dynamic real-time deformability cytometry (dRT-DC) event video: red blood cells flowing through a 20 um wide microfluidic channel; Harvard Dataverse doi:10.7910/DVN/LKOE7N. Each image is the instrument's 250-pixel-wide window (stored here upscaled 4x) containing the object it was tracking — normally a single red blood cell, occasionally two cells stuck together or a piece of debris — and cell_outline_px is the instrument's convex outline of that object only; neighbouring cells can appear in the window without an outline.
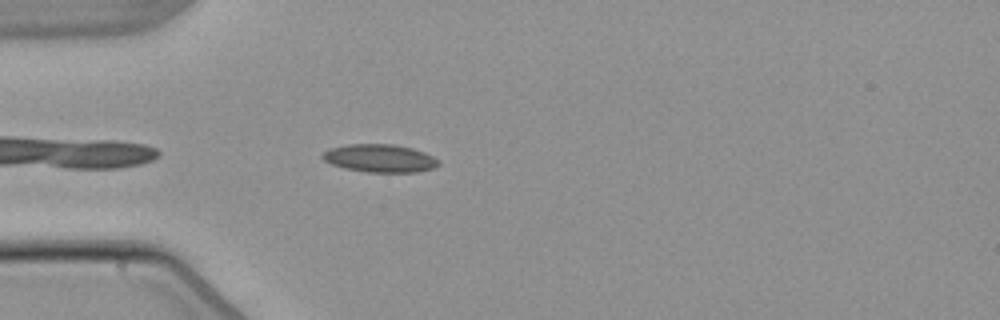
{"species": "common noctule bat (a hibernating species)", "species_latin": "Nyctalus noctula", "temperature_condition": "warm", "stored_images_in_passage": 4, "camera_frame_rate_fps": 3000, "um_per_image_px": 0.085, "animal": {"sex": "male", "body_mass_g": 21.5, "forearm_length_mm": 52.0}, "frame": {"image": 1, "passage_image": 4, "time_ms": 4.667, "image_size_px": [1000, 320], "cell_outline_px": [[440, 164], [432, 168], [416, 172], [368, 172], [344, 168], [332, 164], [324, 160], [320, 156], [324, 152], [332, 148], [348, 144], [392, 144], [412, 148], [424, 152], [440, 160]], "centroid_in_image_um": [32.3, 13.45], "position_along_channel_um": 52.7, "area_um2": 18.79}}